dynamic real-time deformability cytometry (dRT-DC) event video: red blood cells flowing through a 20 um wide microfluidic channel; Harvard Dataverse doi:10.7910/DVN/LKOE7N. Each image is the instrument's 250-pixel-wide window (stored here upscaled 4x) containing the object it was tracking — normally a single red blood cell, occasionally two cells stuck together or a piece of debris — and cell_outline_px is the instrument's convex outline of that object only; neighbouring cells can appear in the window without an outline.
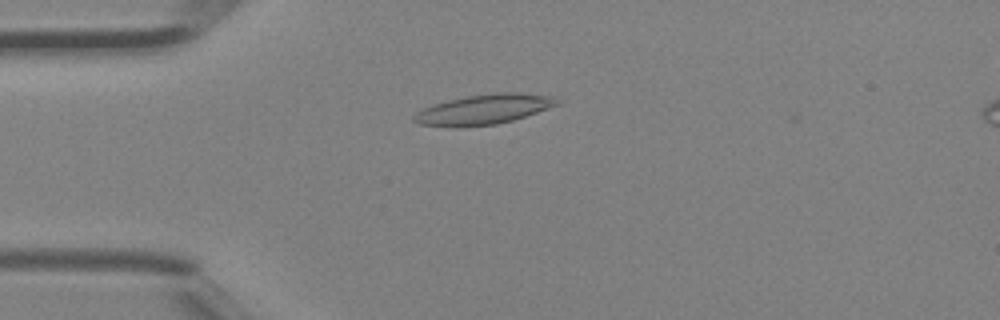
{"species": "Egyptian fruit bat (a non-hibernating species)", "species_latin": "Rousettus aegyptiacus", "temperature_condition": "room temperature", "stored_images_in_passage": 4, "camera_frame_rate_fps": 3000, "um_per_image_px": 0.085, "animal": {"sex": "female"}, "frame": {"image": 1, "passage_image": 3, "time_ms": 0.667, "image_size_px": [1000, 320], "cell_outline_px": [[560, 104], [512, 120], [496, 124], [420, 124], [412, 120], [412, 116], [416, 112], [432, 104], [448, 100], [468, 96], [496, 92], [516, 92], [552, 96], [560, 100]], "centroid_in_image_um": [41.19, 9.24], "position_along_channel_um": 43.8, "area_um2": 23.93}}